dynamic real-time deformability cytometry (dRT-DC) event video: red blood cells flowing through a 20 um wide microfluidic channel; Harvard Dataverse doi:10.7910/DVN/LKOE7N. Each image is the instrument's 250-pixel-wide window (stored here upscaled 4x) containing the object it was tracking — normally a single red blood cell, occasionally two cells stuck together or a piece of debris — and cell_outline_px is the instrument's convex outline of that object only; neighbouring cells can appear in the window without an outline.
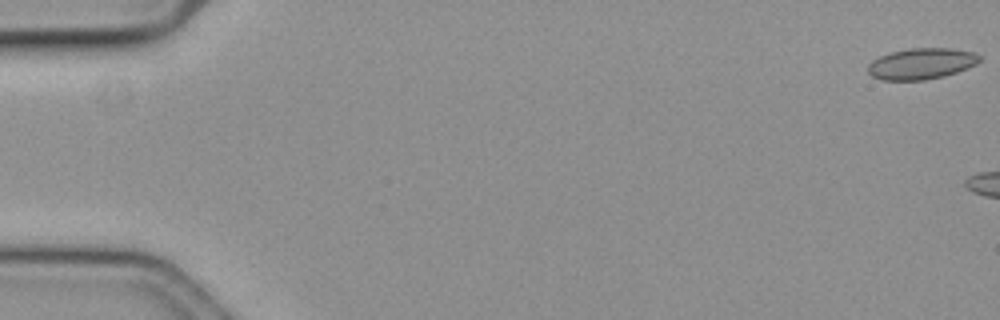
{"species": "common noctule bat (a hibernating species)", "species_latin": "Nyctalus noctula", "temperature_condition": "cold", "stored_images_in_passage": 6, "camera_frame_rate_fps": 3000, "um_per_image_px": 0.085, "animal": {"sex": "female", "body_mass_g": 19.3, "forearm_length_mm": 54.1}, "frame": {"image": 1, "passage_image": 1, "time_ms": 0.0, "image_size_px": [1000, 320], "cell_outline_px": [[980, 60], [976, 64], [956, 72], [944, 76], [924, 80], [880, 80], [872, 76], [868, 72], [868, 64], [872, 60], [880, 56], [892, 52], [908, 48], [952, 48], [976, 52], [980, 56]], "centroid_in_image_um": [78.31, 5.41], "position_along_channel_um": 6.7, "area_um2": 20.29}}